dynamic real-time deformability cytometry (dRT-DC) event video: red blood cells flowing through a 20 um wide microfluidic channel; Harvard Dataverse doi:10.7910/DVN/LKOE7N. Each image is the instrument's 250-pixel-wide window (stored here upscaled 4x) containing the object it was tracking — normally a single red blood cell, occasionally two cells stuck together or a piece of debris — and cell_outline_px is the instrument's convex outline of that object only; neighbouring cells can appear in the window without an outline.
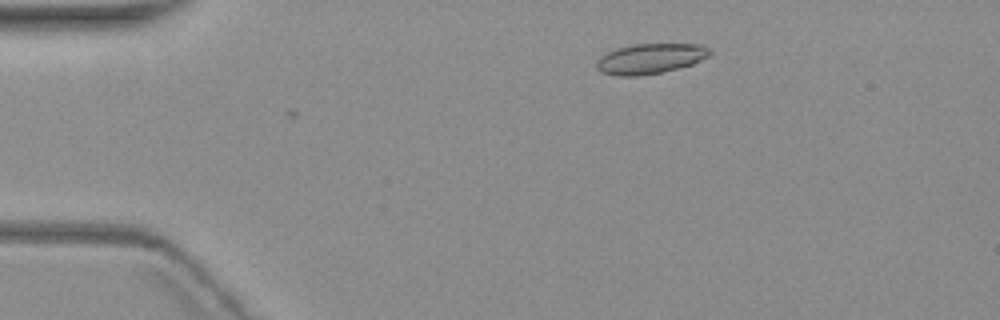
{"species": "common noctule bat (a hibernating species)", "species_latin": "Nyctalus noctula", "temperature_condition": "warm", "stored_images_in_passage": 3, "camera_frame_rate_fps": 3000, "um_per_image_px": 0.085, "animal": {"sex": "female", "body_mass_g": 19.3, "forearm_length_mm": 54.1}, "frame": {"image": 1, "passage_image": 3, "time_ms": 2.333, "image_size_px": [1000, 320], "cell_outline_px": [[712, 52], [708, 56], [692, 64], [660, 72], [640, 76], [620, 76], [600, 72], [596, 68], [596, 60], [600, 56], [616, 48], [636, 44], [704, 44]], "centroid_in_image_um": [55.24, 4.98], "position_along_channel_um": 29.8, "area_um2": 19.88}}